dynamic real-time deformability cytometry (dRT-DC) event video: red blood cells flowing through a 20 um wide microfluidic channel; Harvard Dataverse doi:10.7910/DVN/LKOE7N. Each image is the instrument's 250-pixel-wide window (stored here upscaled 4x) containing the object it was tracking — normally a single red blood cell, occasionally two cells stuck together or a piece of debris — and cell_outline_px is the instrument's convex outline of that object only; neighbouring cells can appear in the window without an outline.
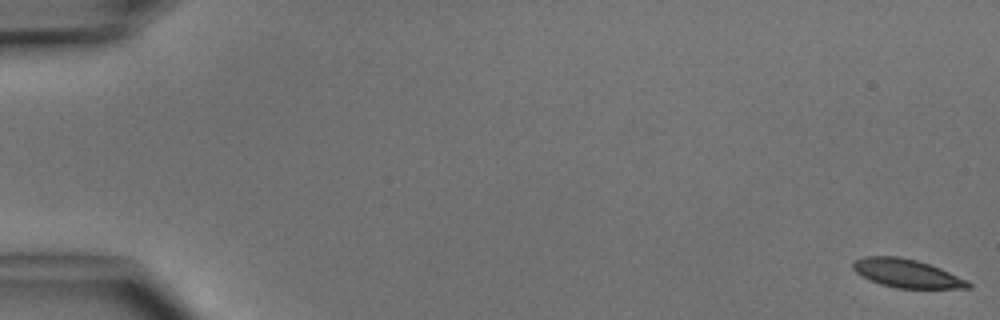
{"species": "common noctule bat (a hibernating species)", "species_latin": "Nyctalus noctula", "temperature_condition": "cold", "stored_images_in_passage": 5, "camera_frame_rate_fps": 3000, "um_per_image_px": 0.085, "animal": {"sex": "male", "body_mass_g": 15.6}, "frame": {"image": 1, "passage_image": 1, "time_ms": 0.0, "image_size_px": [1000, 320], "cell_outline_px": [[972, 288], [896, 288], [880, 284], [868, 280], [860, 276], [852, 268], [852, 264], [856, 260], [864, 256], [900, 256], [916, 260], [940, 268], [968, 280], [972, 284]], "centroid_in_image_um": [77.06, 23.24], "position_along_channel_um": 7.9, "area_um2": 19.19}}
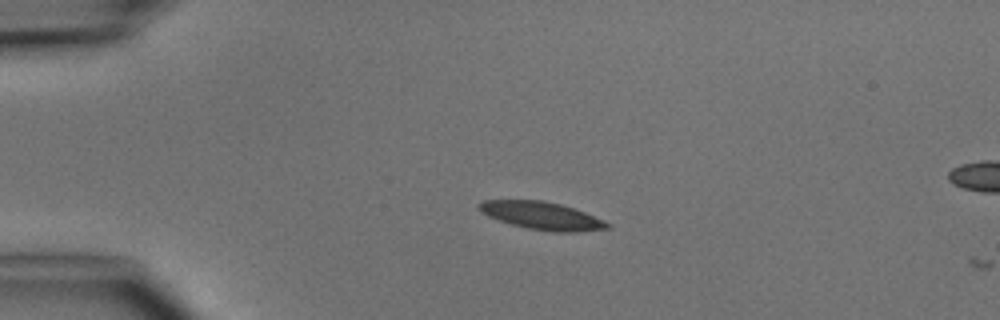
{"frame": {"image": 2, "passage_image": 4, "time_ms": 3.667, "image_size_px": [1000, 320], "cell_outline_px": [[612, 228], [580, 232], [552, 232], [528, 228], [512, 224], [488, 216], [480, 212], [476, 208], [476, 204], [484, 200], [544, 200], [560, 204], [584, 212], [604, 220], [612, 224]], "centroid_in_image_um": [46.06, 18.34], "position_along_channel_um": 38.9, "area_um2": 20.87}}